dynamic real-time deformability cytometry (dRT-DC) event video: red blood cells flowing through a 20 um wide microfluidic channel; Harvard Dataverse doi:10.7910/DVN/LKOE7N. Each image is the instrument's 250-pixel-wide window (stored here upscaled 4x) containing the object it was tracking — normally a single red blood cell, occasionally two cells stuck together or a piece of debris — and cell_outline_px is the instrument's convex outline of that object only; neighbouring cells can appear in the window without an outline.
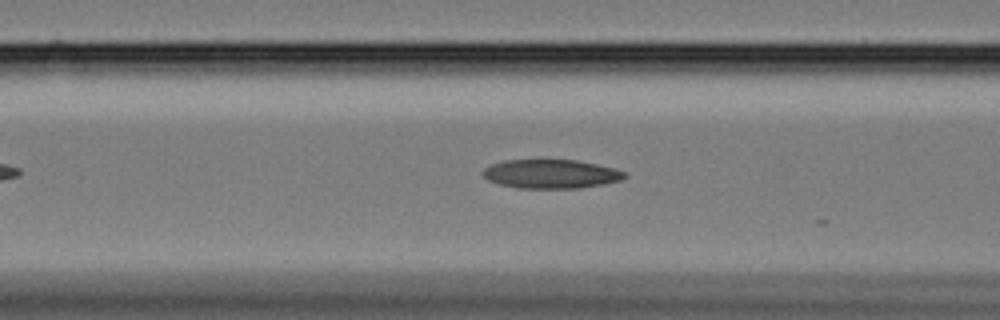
{"species": "Egyptian fruit bat (a non-hibernating species)", "species_latin": "Rousettus aegyptiacus", "temperature_condition": "cold", "stored_images_in_passage": 7, "camera_frame_rate_fps": 3000, "um_per_image_px": 0.085, "animal": {"sex": "female"}, "frame": {"image": 1, "passage_image": 5, "time_ms": 1.333, "image_size_px": [1000, 320], "cell_outline_px": [[628, 176], [620, 180], [604, 184], [580, 188], [516, 188], [500, 184], [488, 180], [480, 172], [484, 168], [492, 164], [504, 160], [576, 160], [616, 168], [624, 172]], "centroid_in_image_um": [46.83, 14.78], "position_along_channel_um": 119.8, "area_um2": 23.93}}